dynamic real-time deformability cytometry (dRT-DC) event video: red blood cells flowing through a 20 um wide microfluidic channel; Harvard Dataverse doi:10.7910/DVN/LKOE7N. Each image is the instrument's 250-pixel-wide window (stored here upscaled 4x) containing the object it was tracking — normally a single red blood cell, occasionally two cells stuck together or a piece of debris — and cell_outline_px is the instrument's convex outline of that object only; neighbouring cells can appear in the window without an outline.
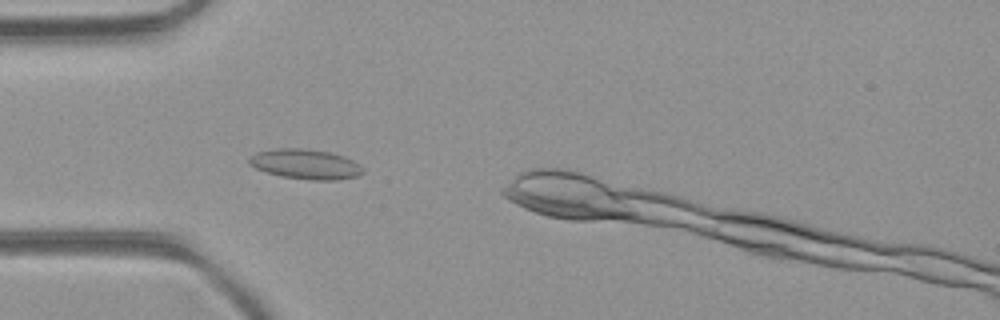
{"species": "common noctule bat (a hibernating species)", "species_latin": "Nyctalus noctula", "temperature_condition": "room temperature", "stored_images_in_passage": 1, "camera_frame_rate_fps": 3000, "um_per_image_px": 0.085, "animal": {"sex": "female", "body_mass_g": 21.9}, "frame": {"image": 1, "passage_image": 1, "time_ms": 0.0, "image_size_px": [1000, 320], "cell_outline_px": [[364, 172], [356, 176], [336, 180], [312, 180], [280, 176], [256, 168], [248, 164], [248, 156], [256, 152], [276, 148], [304, 148], [328, 152], [344, 156], [360, 164], [364, 168]], "centroid_in_image_um": [25.95, 13.94], "position_along_channel_um": 59.0, "area_um2": 19.94}}